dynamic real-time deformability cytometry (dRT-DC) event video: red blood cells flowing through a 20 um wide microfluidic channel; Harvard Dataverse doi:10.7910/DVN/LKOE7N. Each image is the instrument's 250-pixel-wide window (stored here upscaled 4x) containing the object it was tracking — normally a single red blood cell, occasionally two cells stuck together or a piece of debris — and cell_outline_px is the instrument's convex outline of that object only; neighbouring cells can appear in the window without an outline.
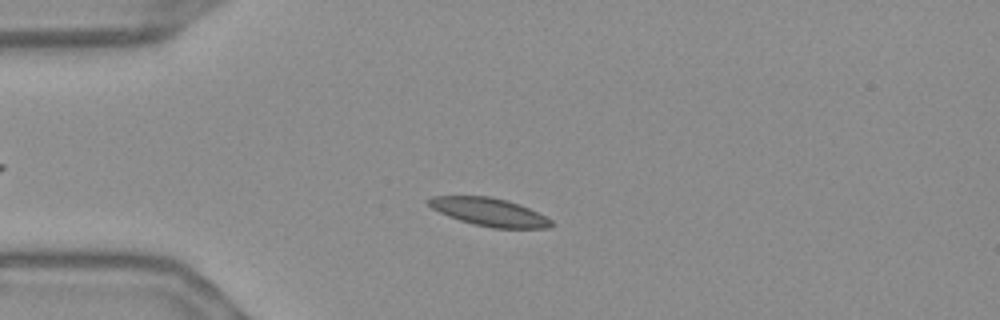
{"species": "Egyptian fruit bat (a non-hibernating species)", "species_latin": "Rousettus aegyptiacus", "temperature_condition": "warm", "stored_images_in_passage": 54, "camera_frame_rate_fps": 3000, "um_per_image_px": 0.085, "frame": {"image": 1, "passage_image": 12, "time_ms": 3.667, "image_size_px": [1000, 320], "cell_outline_px": [[556, 224], [548, 228], [492, 228], [472, 224], [448, 216], [432, 208], [424, 200], [432, 196], [492, 196], [508, 200], [520, 204], [552, 220]], "centroid_in_image_um": [41.58, 18.02], "position_along_channel_um": 43.4, "area_um2": 20.17}}
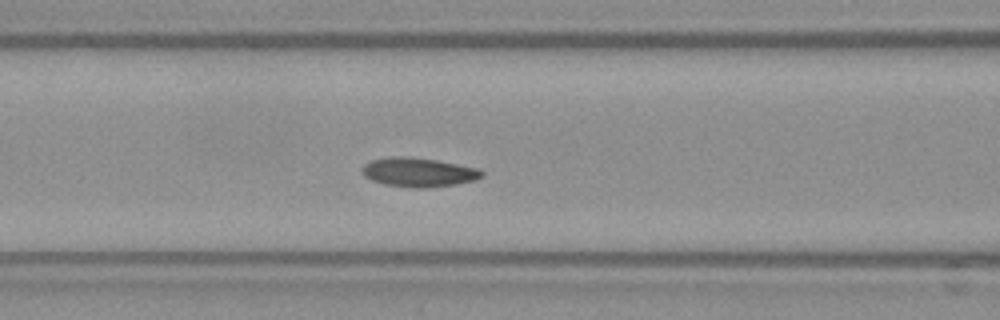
{"frame": {"image": 2, "passage_image": 21, "time_ms": 6.667, "image_size_px": [1000, 320], "cell_outline_px": [[484, 176], [476, 180], [456, 184], [424, 188], [416, 188], [384, 184], [372, 180], [364, 176], [364, 164], [372, 160], [392, 156], [408, 156], [436, 160], [480, 168], [484, 172]], "centroid_in_image_um": [35.63, 14.64], "position_along_channel_um": 131.0, "area_um2": 20.29}}
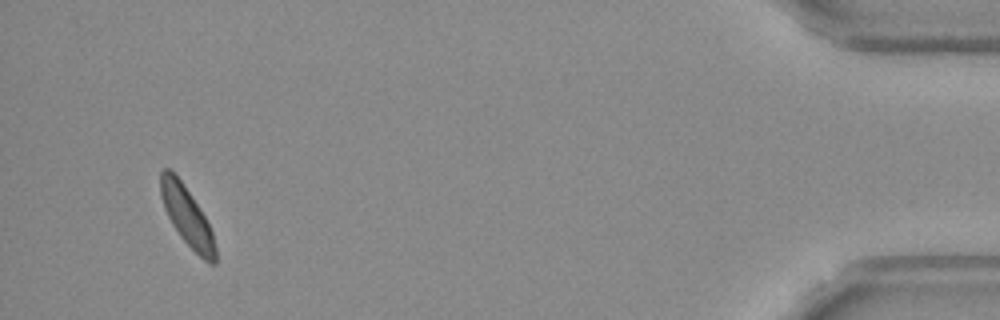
{"frame": {"image": 3, "passage_image": 51, "time_ms": 16.667, "image_size_px": [1000, 320], "cell_outline_px": [[216, 264], [208, 264], [180, 236], [172, 224], [164, 208], [160, 196], [160, 172], [164, 168], [168, 168], [180, 180], [204, 216], [212, 232], [216, 248]], "centroid_in_image_um": [15.88, 18.41], "position_along_channel_um": 419.3, "area_um2": 18.38}, "authors_computed_cell_mechanics": {"area_um2": 19.363, "velocity_mm_per_s": 3.6496, "shape_relaxation_time_tau1_ms": 1.4003, "shape_relaxation_time_tau2_ms": 2.3583, "deformation_change_tau1": 0.0849, "deformation_change_tau2": 0.0832}}